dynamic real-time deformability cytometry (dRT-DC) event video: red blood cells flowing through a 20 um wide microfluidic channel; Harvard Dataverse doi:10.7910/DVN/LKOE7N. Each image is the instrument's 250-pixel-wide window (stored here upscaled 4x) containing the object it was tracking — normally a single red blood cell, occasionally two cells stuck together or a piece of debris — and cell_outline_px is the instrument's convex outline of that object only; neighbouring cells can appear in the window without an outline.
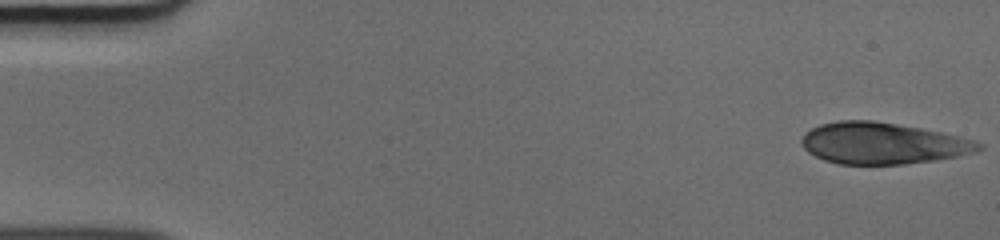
{"species": "human", "species_latin": "Homo sapiens", "temperature_condition": "cold", "stored_images_in_passage": 49, "camera_frame_rate_fps": 3000, "um_per_image_px": 0.085, "donor": {"sex": "male"}, "frame": {"image": 1, "passage_image": 1, "time_ms": 0.0, "image_size_px": [1000, 240], "cell_outline_px": [[984, 148], [976, 152], [936, 160], [904, 164], [840, 164], [824, 160], [808, 152], [800, 144], [800, 140], [804, 132], [820, 124], [836, 120], [872, 120], [920, 128], [940, 132], [972, 140], [984, 144]], "centroid_in_image_um": [74.98, 12.18], "position_along_channel_um": 10.0, "area_um2": 42.77}}
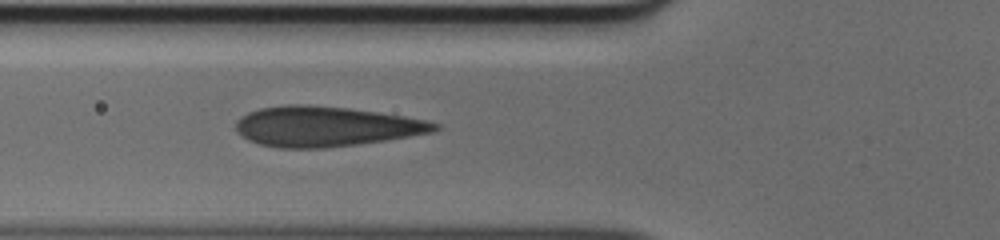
{"frame": {"image": 2, "passage_image": 18, "time_ms": 5.667, "image_size_px": [1000, 240], "cell_outline_px": [[440, 128], [432, 132], [384, 140], [356, 144], [324, 148], [276, 148], [260, 144], [248, 140], [236, 132], [236, 120], [248, 112], [260, 108], [288, 104], [308, 104], [348, 108], [404, 116], [424, 120], [440, 124]], "centroid_in_image_um": [27.62, 10.74], "position_along_channel_um": 98.2, "area_um2": 46.3}}
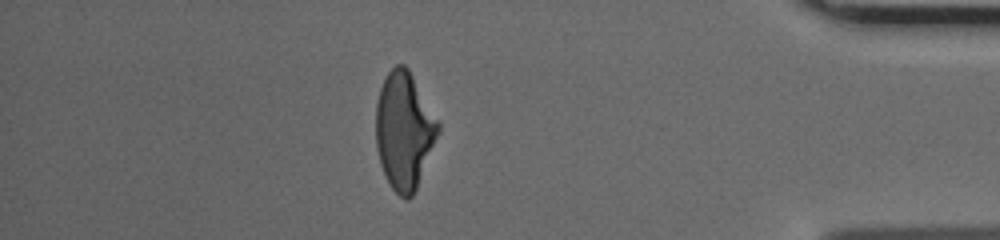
{"frame": {"image": 3, "passage_image": 43, "time_ms": 14.0, "image_size_px": [1000, 240], "cell_outline_px": [[440, 132], [416, 188], [412, 196], [408, 200], [404, 200], [392, 188], [380, 164], [376, 148], [376, 104], [380, 88], [388, 72], [396, 64], [404, 64], [408, 68], [440, 120]], "centroid_in_image_um": [34.37, 11.08], "position_along_channel_um": 400.8, "area_um2": 42.71}}